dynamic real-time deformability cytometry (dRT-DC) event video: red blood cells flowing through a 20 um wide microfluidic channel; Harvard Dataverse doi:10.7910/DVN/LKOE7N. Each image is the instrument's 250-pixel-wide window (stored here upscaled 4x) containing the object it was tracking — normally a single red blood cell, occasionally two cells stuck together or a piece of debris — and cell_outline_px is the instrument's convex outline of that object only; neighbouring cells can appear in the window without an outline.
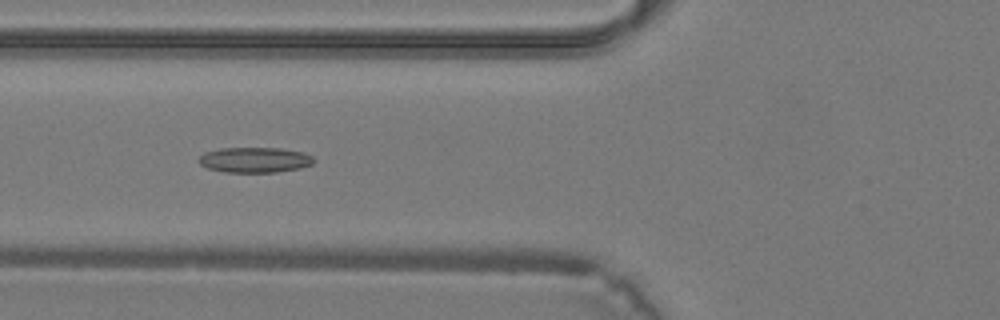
{"species": "common noctule bat (a hibernating species)", "species_latin": "Nyctalus noctula", "temperature_condition": "warm", "stored_images_in_passage": 41, "camera_frame_rate_fps": 3000, "um_per_image_px": 0.085, "animal": {"sex": "male", "body_mass_g": 19.2, "forearm_length_mm": 51.8}, "frame": {"image": 1, "passage_image": 17, "time_ms": 5.333, "image_size_px": [1000, 320], "cell_outline_px": [[316, 160], [312, 164], [300, 168], [276, 172], [224, 172], [208, 168], [200, 164], [196, 160], [204, 152], [220, 148], [280, 148], [304, 152], [312, 156]], "centroid_in_image_um": [21.65, 13.58], "position_along_channel_um": 104.2, "area_um2": 17.11}}
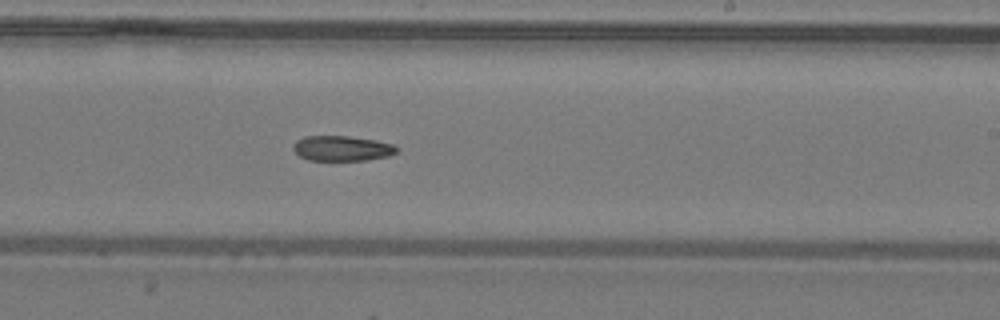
{"frame": {"image": 2, "passage_image": 26, "time_ms": 8.333, "image_size_px": [1000, 320], "cell_outline_px": [[400, 148], [396, 152], [388, 156], [368, 160], [308, 160], [300, 156], [292, 148], [292, 144], [296, 140], [304, 136], [348, 136], [376, 140], [392, 144]], "centroid_in_image_um": [29.06, 12.6], "position_along_channel_um": 259.9, "area_um2": 15.26}}
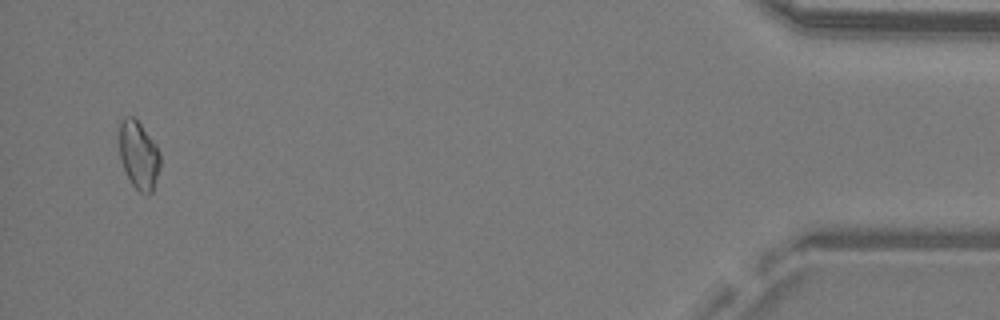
{"frame": {"image": 3, "passage_image": 40, "time_ms": 13.0, "image_size_px": [1000, 320], "cell_outline_px": [[160, 168], [152, 192], [140, 192], [132, 184], [120, 160], [120, 120], [124, 116], [132, 116], [140, 124], [156, 144], [160, 152]], "centroid_in_image_um": [11.8, 13.16], "position_along_channel_um": 423.4, "area_um2": 16.01}}